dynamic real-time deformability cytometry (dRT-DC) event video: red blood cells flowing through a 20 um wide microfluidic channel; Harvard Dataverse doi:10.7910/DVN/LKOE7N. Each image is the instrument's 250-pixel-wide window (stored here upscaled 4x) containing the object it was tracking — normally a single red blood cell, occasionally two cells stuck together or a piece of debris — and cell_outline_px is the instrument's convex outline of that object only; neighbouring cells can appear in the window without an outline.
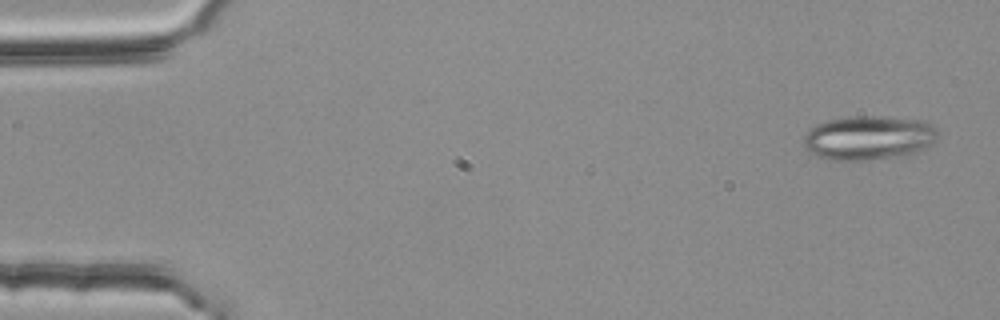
{"species": "common noctule bat (a hibernating species)", "species_latin": "Nyctalus noctula", "temperature_condition": "room temperature", "stored_images_in_passage": 4, "segment_of_instrument_passage": [2, 2], "camera_frame_rate_fps": 3000, "um_per_image_px": 0.085, "animal": {"sex": "female", "body_mass_g": 25.1}, "frame": {"image": 1, "passage_image": 4, "time_ms": 1.0, "image_size_px": [1000, 320], "cell_outline_px": [[940, 136], [936, 140], [912, 156], [868, 160], [836, 160], [816, 156], [808, 152], [804, 144], [804, 136], [816, 124], [824, 120], [848, 116], [880, 116], [928, 120], [936, 128]], "centroid_in_image_um": [73.9, 11.71], "position_along_channel_um": 11.1, "area_um2": 35.37}}